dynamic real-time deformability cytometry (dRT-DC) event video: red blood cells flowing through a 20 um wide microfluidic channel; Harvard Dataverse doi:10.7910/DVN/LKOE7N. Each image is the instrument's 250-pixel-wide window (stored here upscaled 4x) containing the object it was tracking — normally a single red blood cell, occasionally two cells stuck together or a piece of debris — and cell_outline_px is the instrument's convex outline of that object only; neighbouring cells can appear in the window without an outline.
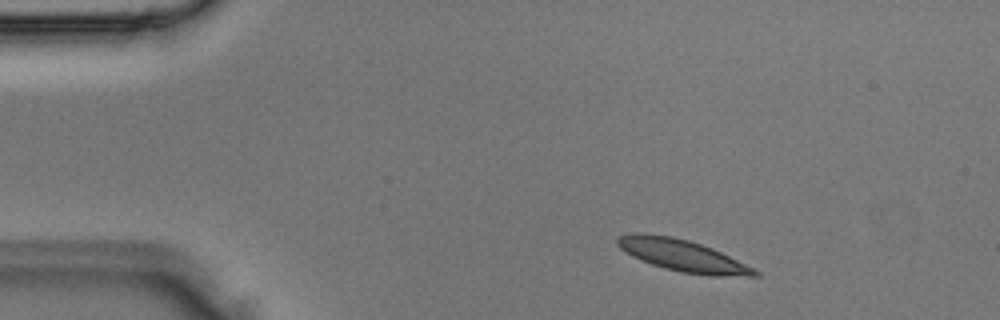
{"species": "Egyptian fruit bat (a non-hibernating species)", "species_latin": "Rousettus aegyptiacus", "temperature_condition": "room temperature", "stored_images_in_passage": 2, "camera_frame_rate_fps": 3000, "um_per_image_px": 0.085, "animal": {"sex": "male"}, "frame": {"image": 1, "passage_image": 1, "time_ms": 0.0, "image_size_px": [1000, 320], "cell_outline_px": [[760, 276], [712, 276], [680, 272], [664, 268], [640, 260], [632, 256], [620, 248], [616, 244], [616, 236], [636, 232], [640, 232], [672, 236], [688, 240], [712, 248], [756, 268], [760, 272]], "centroid_in_image_um": [58.02, 21.72], "position_along_channel_um": 27.0, "area_um2": 25.66}}
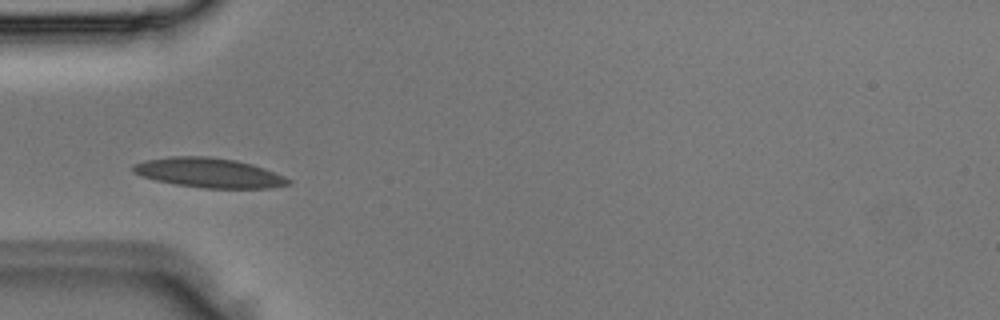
{"frame": {"image": 2, "passage_image": 2, "time_ms": 0.333, "image_size_px": [1000, 320], "cell_outline_px": [[292, 184], [268, 188], [204, 188], [176, 184], [156, 180], [140, 176], [132, 172], [132, 164], [144, 160], [172, 156], [208, 156], [236, 160], [252, 164], [264, 168], [284, 176], [292, 180]], "centroid_in_image_um": [17.75, 14.68], "position_along_channel_um": 67.2, "area_um2": 26.93}}